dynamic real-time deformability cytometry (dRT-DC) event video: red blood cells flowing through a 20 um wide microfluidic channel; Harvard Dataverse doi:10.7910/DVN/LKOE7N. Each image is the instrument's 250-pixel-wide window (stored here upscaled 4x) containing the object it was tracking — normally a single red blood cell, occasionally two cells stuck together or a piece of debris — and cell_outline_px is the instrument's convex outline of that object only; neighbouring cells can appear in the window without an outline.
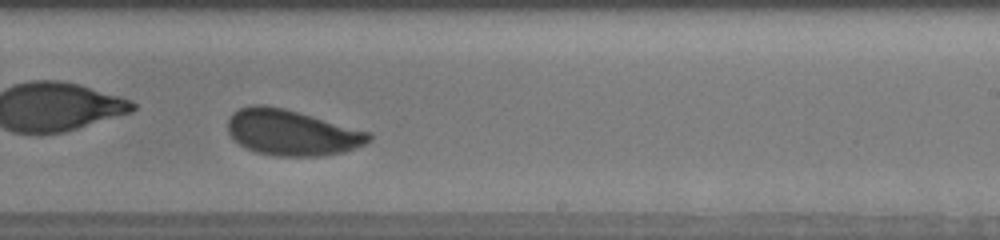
{"species": "human", "species_latin": "Homo sapiens", "temperature_condition": "cold", "stored_images_in_passage": 19, "camera_frame_rate_fps": 3000, "um_per_image_px": 0.085, "donor": {"sex": "male"}, "frame": {"image": 1, "passage_image": 17, "time_ms": 7.333, "image_size_px": [1000, 240], "cell_outline_px": [[372, 140], [364, 144], [344, 152], [320, 156], [276, 156], [256, 152], [244, 148], [228, 132], [228, 120], [232, 112], [240, 108], [252, 104], [264, 104], [284, 108], [372, 132]], "centroid_in_image_um": [24.81, 11.26], "position_along_channel_um": 264.2, "area_um2": 37.8}}